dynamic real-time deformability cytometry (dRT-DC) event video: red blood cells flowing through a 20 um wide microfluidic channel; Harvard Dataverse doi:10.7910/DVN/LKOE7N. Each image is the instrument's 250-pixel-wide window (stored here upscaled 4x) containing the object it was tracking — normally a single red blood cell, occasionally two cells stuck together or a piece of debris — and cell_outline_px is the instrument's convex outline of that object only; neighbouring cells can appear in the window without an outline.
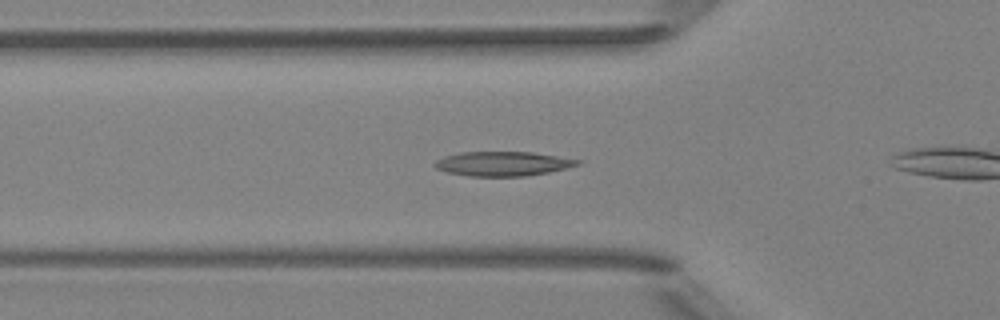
{"species": "Egyptian fruit bat (a non-hibernating species)", "species_latin": "Rousettus aegyptiacus", "temperature_condition": "room temperature", "stored_images_in_passage": 37, "camera_frame_rate_fps": 3000, "um_per_image_px": 0.085, "animal": {"sex": "female"}, "frame": {"image": 1, "passage_image": 2, "time_ms": 0.333, "image_size_px": [1000, 320], "cell_outline_px": [[580, 164], [548, 172], [524, 176], [468, 176], [448, 172], [436, 168], [432, 164], [436, 160], [444, 156], [460, 152], [532, 152], [580, 160]], "centroid_in_image_um": [42.68, 13.91], "position_along_channel_um": 83.1, "area_um2": 20.11}}
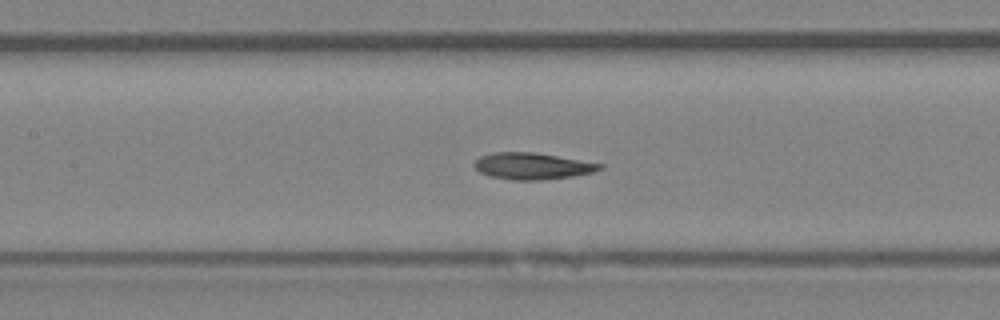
{"frame": {"image": 2, "passage_image": 8, "time_ms": 2.333, "image_size_px": [1000, 320], "cell_outline_px": [[604, 168], [592, 172], [572, 176], [540, 180], [512, 180], [492, 176], [480, 172], [472, 164], [480, 156], [492, 152], [532, 152], [604, 164]], "centroid_in_image_um": [45.23, 14.11], "position_along_channel_um": 162.2, "area_um2": 19.25}}
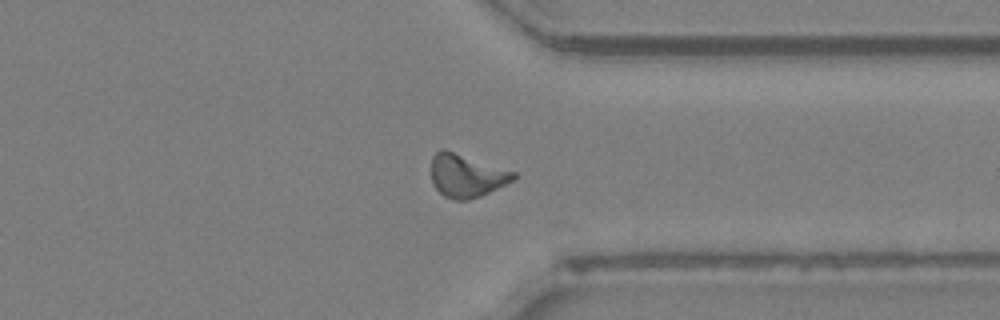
{"frame": {"image": 3, "passage_image": 24, "time_ms": 7.667, "image_size_px": [1000, 320], "cell_outline_px": [[516, 176], [512, 180], [480, 196], [468, 200], [452, 200], [444, 196], [432, 184], [432, 156], [440, 148], [444, 148], [516, 172]], "centroid_in_image_um": [39.61, 14.92], "position_along_channel_um": 371.8, "area_um2": 20.52}, "authors_computed_cell_mechanics": {"area_um2": 19.1896, "velocity_mm_per_s": 3.955, "shape_relaxation_time_tau1_ms": null, "shape_relaxation_time_tau2_ms": 3.1544, "deformation_change_tau1": null, "deformation_change_tau2": 0.1106}}